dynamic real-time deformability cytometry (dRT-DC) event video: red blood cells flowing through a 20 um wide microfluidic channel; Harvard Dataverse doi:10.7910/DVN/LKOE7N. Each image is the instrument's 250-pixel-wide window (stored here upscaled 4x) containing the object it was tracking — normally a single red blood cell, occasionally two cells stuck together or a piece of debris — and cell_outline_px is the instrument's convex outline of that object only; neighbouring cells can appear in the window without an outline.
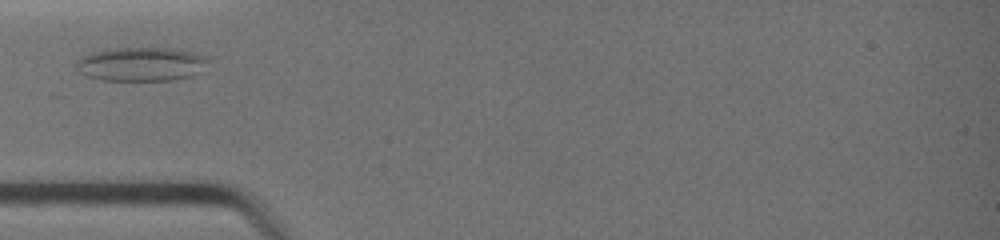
{"species": "common noctule bat (a hibernating species)", "species_latin": "Nyctalus noctula", "temperature_condition": "warm", "stored_images_in_passage": 3, "camera_frame_rate_fps": 3000, "um_per_image_px": 0.085, "animal": {"sex": "female", "body_mass_g": 19.0, "forearm_length_mm": 51.5}, "frame": {"image": 1, "passage_image": 1, "time_ms": 0.0, "image_size_px": [1000, 240], "cell_outline_px": [[204, 60], [200, 72], [192, 76], [172, 80], [104, 80], [88, 76], [80, 72], [76, 68], [76, 60], [80, 56], [92, 52], [116, 48], [168, 48], [192, 52], [204, 56]], "centroid_in_image_um": [11.92, 5.45], "position_along_channel_um": 73.1, "area_um2": 25.66}}